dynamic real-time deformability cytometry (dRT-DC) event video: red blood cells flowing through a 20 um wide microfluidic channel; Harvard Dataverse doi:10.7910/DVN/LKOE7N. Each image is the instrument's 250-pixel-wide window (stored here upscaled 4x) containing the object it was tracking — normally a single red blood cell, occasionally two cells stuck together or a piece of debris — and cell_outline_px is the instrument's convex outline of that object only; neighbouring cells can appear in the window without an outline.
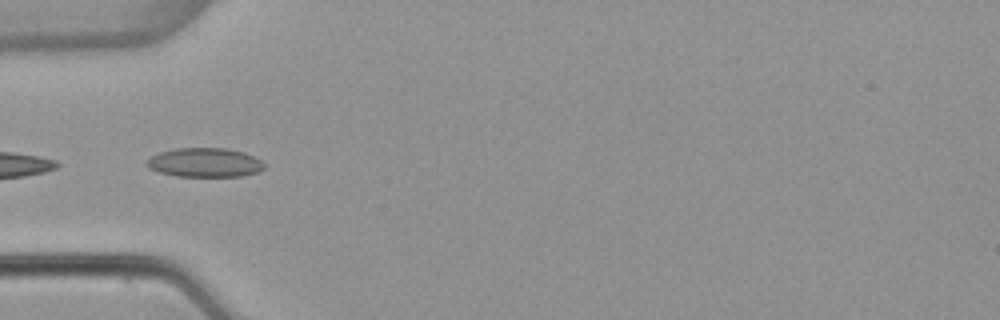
{"species": "common noctule bat (a hibernating species)", "species_latin": "Nyctalus noctula", "temperature_condition": "warm", "stored_images_in_passage": 39, "segment_of_instrument_passage": [2, 2], "camera_frame_rate_fps": 3000, "um_per_image_px": 0.085, "animal": {"sex": "female", "body_mass_g": 22.7, "forearm_length_mm": 54.2}, "frame": {"image": 1, "passage_image": 17, "time_ms": 5.333, "image_size_px": [1000, 320], "cell_outline_px": [[264, 168], [256, 172], [240, 176], [176, 176], [160, 172], [148, 168], [144, 164], [152, 156], [160, 152], [176, 148], [224, 148], [244, 152], [260, 160], [264, 164]], "centroid_in_image_um": [17.37, 13.81], "position_along_channel_um": 67.6, "area_um2": 19.77}}